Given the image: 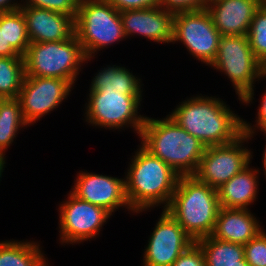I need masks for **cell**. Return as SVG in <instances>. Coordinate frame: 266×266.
Listing matches in <instances>:
<instances>
[{"mask_svg": "<svg viewBox=\"0 0 266 266\" xmlns=\"http://www.w3.org/2000/svg\"><path fill=\"white\" fill-rule=\"evenodd\" d=\"M141 79L123 66L108 65L93 77L89 92H122L123 95L142 96Z\"/></svg>", "mask_w": 266, "mask_h": 266, "instance_id": "ffe728a7", "label": "cell"}, {"mask_svg": "<svg viewBox=\"0 0 266 266\" xmlns=\"http://www.w3.org/2000/svg\"><path fill=\"white\" fill-rule=\"evenodd\" d=\"M195 241L182 226L162 210L144 250L143 266H172L174 261Z\"/></svg>", "mask_w": 266, "mask_h": 266, "instance_id": "4fadbf2b", "label": "cell"}, {"mask_svg": "<svg viewBox=\"0 0 266 266\" xmlns=\"http://www.w3.org/2000/svg\"><path fill=\"white\" fill-rule=\"evenodd\" d=\"M6 42L21 56H24L30 40L27 34L26 20L20 9L5 12Z\"/></svg>", "mask_w": 266, "mask_h": 266, "instance_id": "d4e9b609", "label": "cell"}, {"mask_svg": "<svg viewBox=\"0 0 266 266\" xmlns=\"http://www.w3.org/2000/svg\"><path fill=\"white\" fill-rule=\"evenodd\" d=\"M19 9L26 20L30 43L63 41L75 36L73 16L23 4Z\"/></svg>", "mask_w": 266, "mask_h": 266, "instance_id": "2e32d148", "label": "cell"}, {"mask_svg": "<svg viewBox=\"0 0 266 266\" xmlns=\"http://www.w3.org/2000/svg\"><path fill=\"white\" fill-rule=\"evenodd\" d=\"M59 233L61 244H80L94 239L112 216L103 207L81 200L69 192L59 205Z\"/></svg>", "mask_w": 266, "mask_h": 266, "instance_id": "8fae6325", "label": "cell"}, {"mask_svg": "<svg viewBox=\"0 0 266 266\" xmlns=\"http://www.w3.org/2000/svg\"><path fill=\"white\" fill-rule=\"evenodd\" d=\"M139 138L147 151L179 176L194 175L206 148L169 115L159 120L146 116Z\"/></svg>", "mask_w": 266, "mask_h": 266, "instance_id": "3957f363", "label": "cell"}, {"mask_svg": "<svg viewBox=\"0 0 266 266\" xmlns=\"http://www.w3.org/2000/svg\"><path fill=\"white\" fill-rule=\"evenodd\" d=\"M6 154H3L0 152V181H1V178H2V174H3V170L5 168V164H6V161H5V156Z\"/></svg>", "mask_w": 266, "mask_h": 266, "instance_id": "e575fe53", "label": "cell"}, {"mask_svg": "<svg viewBox=\"0 0 266 266\" xmlns=\"http://www.w3.org/2000/svg\"><path fill=\"white\" fill-rule=\"evenodd\" d=\"M74 183L70 192L77 198L103 207L111 214L120 207L132 212L126 196L125 176L123 179L81 171Z\"/></svg>", "mask_w": 266, "mask_h": 266, "instance_id": "5bb4252c", "label": "cell"}, {"mask_svg": "<svg viewBox=\"0 0 266 266\" xmlns=\"http://www.w3.org/2000/svg\"><path fill=\"white\" fill-rule=\"evenodd\" d=\"M24 6L44 8L76 19L80 0H21Z\"/></svg>", "mask_w": 266, "mask_h": 266, "instance_id": "83f0119b", "label": "cell"}, {"mask_svg": "<svg viewBox=\"0 0 266 266\" xmlns=\"http://www.w3.org/2000/svg\"><path fill=\"white\" fill-rule=\"evenodd\" d=\"M203 252L206 266H249L244 257V246L212 236L196 241Z\"/></svg>", "mask_w": 266, "mask_h": 266, "instance_id": "44dd1931", "label": "cell"}, {"mask_svg": "<svg viewBox=\"0 0 266 266\" xmlns=\"http://www.w3.org/2000/svg\"><path fill=\"white\" fill-rule=\"evenodd\" d=\"M261 132H263L264 134V136L266 137V130H262ZM263 155V168H264V174H265V178H266V145H265V150H264V153L262 154Z\"/></svg>", "mask_w": 266, "mask_h": 266, "instance_id": "d590c367", "label": "cell"}, {"mask_svg": "<svg viewBox=\"0 0 266 266\" xmlns=\"http://www.w3.org/2000/svg\"><path fill=\"white\" fill-rule=\"evenodd\" d=\"M88 95L84 117L89 125L110 130L130 127L140 136L146 118L138 112L142 96L122 92H90Z\"/></svg>", "mask_w": 266, "mask_h": 266, "instance_id": "ba28073f", "label": "cell"}, {"mask_svg": "<svg viewBox=\"0 0 266 266\" xmlns=\"http://www.w3.org/2000/svg\"><path fill=\"white\" fill-rule=\"evenodd\" d=\"M75 35L87 61L98 51L126 39L120 12L106 0H80Z\"/></svg>", "mask_w": 266, "mask_h": 266, "instance_id": "52a82bcc", "label": "cell"}, {"mask_svg": "<svg viewBox=\"0 0 266 266\" xmlns=\"http://www.w3.org/2000/svg\"><path fill=\"white\" fill-rule=\"evenodd\" d=\"M159 6L173 13L194 11L204 7L203 0H159Z\"/></svg>", "mask_w": 266, "mask_h": 266, "instance_id": "4dcf8cb0", "label": "cell"}, {"mask_svg": "<svg viewBox=\"0 0 266 266\" xmlns=\"http://www.w3.org/2000/svg\"><path fill=\"white\" fill-rule=\"evenodd\" d=\"M262 0H212L204 4L222 36L248 35Z\"/></svg>", "mask_w": 266, "mask_h": 266, "instance_id": "e0dca14e", "label": "cell"}, {"mask_svg": "<svg viewBox=\"0 0 266 266\" xmlns=\"http://www.w3.org/2000/svg\"><path fill=\"white\" fill-rule=\"evenodd\" d=\"M244 257L249 266H266V232L265 230L244 244Z\"/></svg>", "mask_w": 266, "mask_h": 266, "instance_id": "4316f807", "label": "cell"}, {"mask_svg": "<svg viewBox=\"0 0 266 266\" xmlns=\"http://www.w3.org/2000/svg\"><path fill=\"white\" fill-rule=\"evenodd\" d=\"M16 0H0V13L12 12L18 10L22 2L17 3Z\"/></svg>", "mask_w": 266, "mask_h": 266, "instance_id": "836d02e7", "label": "cell"}, {"mask_svg": "<svg viewBox=\"0 0 266 266\" xmlns=\"http://www.w3.org/2000/svg\"><path fill=\"white\" fill-rule=\"evenodd\" d=\"M259 170L250 164L217 189L219 205L228 209H248L256 201Z\"/></svg>", "mask_w": 266, "mask_h": 266, "instance_id": "d6986e66", "label": "cell"}, {"mask_svg": "<svg viewBox=\"0 0 266 266\" xmlns=\"http://www.w3.org/2000/svg\"><path fill=\"white\" fill-rule=\"evenodd\" d=\"M0 56L2 57L21 56L11 47L9 42H6L5 12L0 13Z\"/></svg>", "mask_w": 266, "mask_h": 266, "instance_id": "d6a6232c", "label": "cell"}, {"mask_svg": "<svg viewBox=\"0 0 266 266\" xmlns=\"http://www.w3.org/2000/svg\"><path fill=\"white\" fill-rule=\"evenodd\" d=\"M125 173L126 196L132 213L169 205L180 176L142 145L136 150Z\"/></svg>", "mask_w": 266, "mask_h": 266, "instance_id": "7a4b0ae2", "label": "cell"}, {"mask_svg": "<svg viewBox=\"0 0 266 266\" xmlns=\"http://www.w3.org/2000/svg\"><path fill=\"white\" fill-rule=\"evenodd\" d=\"M246 134L225 145L208 146L200 159L194 177L214 189H218L251 163V149Z\"/></svg>", "mask_w": 266, "mask_h": 266, "instance_id": "30bf717a", "label": "cell"}, {"mask_svg": "<svg viewBox=\"0 0 266 266\" xmlns=\"http://www.w3.org/2000/svg\"><path fill=\"white\" fill-rule=\"evenodd\" d=\"M169 116L205 147L232 143L242 133V118L216 97L196 95L179 102Z\"/></svg>", "mask_w": 266, "mask_h": 266, "instance_id": "6da1fadb", "label": "cell"}, {"mask_svg": "<svg viewBox=\"0 0 266 266\" xmlns=\"http://www.w3.org/2000/svg\"><path fill=\"white\" fill-rule=\"evenodd\" d=\"M39 242L0 241V266H49Z\"/></svg>", "mask_w": 266, "mask_h": 266, "instance_id": "7402d4cb", "label": "cell"}, {"mask_svg": "<svg viewBox=\"0 0 266 266\" xmlns=\"http://www.w3.org/2000/svg\"><path fill=\"white\" fill-rule=\"evenodd\" d=\"M219 209L217 189L194 176H180L165 210L196 242L212 234Z\"/></svg>", "mask_w": 266, "mask_h": 266, "instance_id": "277c9868", "label": "cell"}, {"mask_svg": "<svg viewBox=\"0 0 266 266\" xmlns=\"http://www.w3.org/2000/svg\"><path fill=\"white\" fill-rule=\"evenodd\" d=\"M248 39L255 57L266 68V0H262L252 19Z\"/></svg>", "mask_w": 266, "mask_h": 266, "instance_id": "484cf974", "label": "cell"}, {"mask_svg": "<svg viewBox=\"0 0 266 266\" xmlns=\"http://www.w3.org/2000/svg\"><path fill=\"white\" fill-rule=\"evenodd\" d=\"M221 36L205 7L174 13L172 43L181 42L190 55L207 66L217 55Z\"/></svg>", "mask_w": 266, "mask_h": 266, "instance_id": "9c48e42d", "label": "cell"}, {"mask_svg": "<svg viewBox=\"0 0 266 266\" xmlns=\"http://www.w3.org/2000/svg\"><path fill=\"white\" fill-rule=\"evenodd\" d=\"M173 16L161 6L120 12L126 38L137 34L158 44L172 43Z\"/></svg>", "mask_w": 266, "mask_h": 266, "instance_id": "9a60e30c", "label": "cell"}, {"mask_svg": "<svg viewBox=\"0 0 266 266\" xmlns=\"http://www.w3.org/2000/svg\"><path fill=\"white\" fill-rule=\"evenodd\" d=\"M23 58L26 76L60 78L73 85L82 64L88 63L76 35L63 41L30 43Z\"/></svg>", "mask_w": 266, "mask_h": 266, "instance_id": "5b68a950", "label": "cell"}, {"mask_svg": "<svg viewBox=\"0 0 266 266\" xmlns=\"http://www.w3.org/2000/svg\"><path fill=\"white\" fill-rule=\"evenodd\" d=\"M256 218L250 209L220 207L214 230L210 236L244 245L263 230Z\"/></svg>", "mask_w": 266, "mask_h": 266, "instance_id": "ac0fdd59", "label": "cell"}, {"mask_svg": "<svg viewBox=\"0 0 266 266\" xmlns=\"http://www.w3.org/2000/svg\"><path fill=\"white\" fill-rule=\"evenodd\" d=\"M172 266H206L200 245L191 244L172 264Z\"/></svg>", "mask_w": 266, "mask_h": 266, "instance_id": "f546056e", "label": "cell"}, {"mask_svg": "<svg viewBox=\"0 0 266 266\" xmlns=\"http://www.w3.org/2000/svg\"><path fill=\"white\" fill-rule=\"evenodd\" d=\"M212 0H203V3L206 4L207 2H210Z\"/></svg>", "mask_w": 266, "mask_h": 266, "instance_id": "8d00e7d4", "label": "cell"}, {"mask_svg": "<svg viewBox=\"0 0 266 266\" xmlns=\"http://www.w3.org/2000/svg\"><path fill=\"white\" fill-rule=\"evenodd\" d=\"M25 76L23 56H0V99L17 98Z\"/></svg>", "mask_w": 266, "mask_h": 266, "instance_id": "cb8c5ba5", "label": "cell"}, {"mask_svg": "<svg viewBox=\"0 0 266 266\" xmlns=\"http://www.w3.org/2000/svg\"><path fill=\"white\" fill-rule=\"evenodd\" d=\"M119 12L123 10L158 7L159 0H106Z\"/></svg>", "mask_w": 266, "mask_h": 266, "instance_id": "1f68e13d", "label": "cell"}, {"mask_svg": "<svg viewBox=\"0 0 266 266\" xmlns=\"http://www.w3.org/2000/svg\"><path fill=\"white\" fill-rule=\"evenodd\" d=\"M30 126L23 117L17 98L0 99V152L6 154L8 147L21 128Z\"/></svg>", "mask_w": 266, "mask_h": 266, "instance_id": "603a6c76", "label": "cell"}, {"mask_svg": "<svg viewBox=\"0 0 266 266\" xmlns=\"http://www.w3.org/2000/svg\"><path fill=\"white\" fill-rule=\"evenodd\" d=\"M210 67L228 76L241 104L253 102L254 85L261 79L265 67L252 52L248 35L221 36Z\"/></svg>", "mask_w": 266, "mask_h": 266, "instance_id": "8992f818", "label": "cell"}, {"mask_svg": "<svg viewBox=\"0 0 266 266\" xmlns=\"http://www.w3.org/2000/svg\"><path fill=\"white\" fill-rule=\"evenodd\" d=\"M73 87L71 82L60 78L25 76L17 96L24 120L29 125L35 124L58 108Z\"/></svg>", "mask_w": 266, "mask_h": 266, "instance_id": "7c38bea8", "label": "cell"}, {"mask_svg": "<svg viewBox=\"0 0 266 266\" xmlns=\"http://www.w3.org/2000/svg\"><path fill=\"white\" fill-rule=\"evenodd\" d=\"M261 78L266 79V70L262 72ZM263 94L264 95L261 97V102L258 107L259 109L255 120L256 124H254L255 126L250 125L251 123L242 119V133L246 134L249 140L254 137L257 129L260 131L266 130V90Z\"/></svg>", "mask_w": 266, "mask_h": 266, "instance_id": "f1b7e54d", "label": "cell"}]
</instances>
